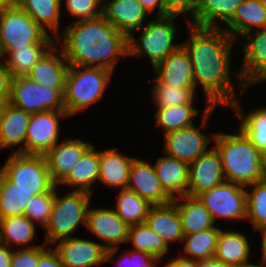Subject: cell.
<instances>
[{"label":"cell","mask_w":266,"mask_h":267,"mask_svg":"<svg viewBox=\"0 0 266 267\" xmlns=\"http://www.w3.org/2000/svg\"><path fill=\"white\" fill-rule=\"evenodd\" d=\"M58 187L54 191V203L49 221L44 228L45 243L56 244L65 238L73 237L71 234L81 224L86 226L87 212L91 206L92 194L83 191H70L59 197Z\"/></svg>","instance_id":"cell-6"},{"label":"cell","mask_w":266,"mask_h":267,"mask_svg":"<svg viewBox=\"0 0 266 267\" xmlns=\"http://www.w3.org/2000/svg\"><path fill=\"white\" fill-rule=\"evenodd\" d=\"M230 107L231 110H234L235 116L240 118L239 129L266 156V107L261 106L244 114L240 98H237Z\"/></svg>","instance_id":"cell-32"},{"label":"cell","mask_w":266,"mask_h":267,"mask_svg":"<svg viewBox=\"0 0 266 267\" xmlns=\"http://www.w3.org/2000/svg\"><path fill=\"white\" fill-rule=\"evenodd\" d=\"M49 246L43 242L33 248L14 249L10 267H37L39 256Z\"/></svg>","instance_id":"cell-45"},{"label":"cell","mask_w":266,"mask_h":267,"mask_svg":"<svg viewBox=\"0 0 266 267\" xmlns=\"http://www.w3.org/2000/svg\"><path fill=\"white\" fill-rule=\"evenodd\" d=\"M31 114L8 104L0 120V150L21 144L13 153L25 154V138Z\"/></svg>","instance_id":"cell-23"},{"label":"cell","mask_w":266,"mask_h":267,"mask_svg":"<svg viewBox=\"0 0 266 267\" xmlns=\"http://www.w3.org/2000/svg\"><path fill=\"white\" fill-rule=\"evenodd\" d=\"M15 3L26 11L44 30L56 37L62 26L60 23L61 0H15ZM49 30V31H48Z\"/></svg>","instance_id":"cell-31"},{"label":"cell","mask_w":266,"mask_h":267,"mask_svg":"<svg viewBox=\"0 0 266 267\" xmlns=\"http://www.w3.org/2000/svg\"><path fill=\"white\" fill-rule=\"evenodd\" d=\"M163 267V266H162ZM164 267H198V261L189 260L181 256L173 257Z\"/></svg>","instance_id":"cell-50"},{"label":"cell","mask_w":266,"mask_h":267,"mask_svg":"<svg viewBox=\"0 0 266 267\" xmlns=\"http://www.w3.org/2000/svg\"><path fill=\"white\" fill-rule=\"evenodd\" d=\"M195 102L196 97L189 104L156 108L154 127H161L165 135L193 125L194 119L200 115Z\"/></svg>","instance_id":"cell-35"},{"label":"cell","mask_w":266,"mask_h":267,"mask_svg":"<svg viewBox=\"0 0 266 267\" xmlns=\"http://www.w3.org/2000/svg\"><path fill=\"white\" fill-rule=\"evenodd\" d=\"M55 190H24L16 187L0 172V219L24 215L26 206L34 195Z\"/></svg>","instance_id":"cell-34"},{"label":"cell","mask_w":266,"mask_h":267,"mask_svg":"<svg viewBox=\"0 0 266 267\" xmlns=\"http://www.w3.org/2000/svg\"><path fill=\"white\" fill-rule=\"evenodd\" d=\"M180 15H167L152 18L143 26L139 37L131 34L127 38L128 57L147 56L151 66H155L168 55L176 51L182 44L176 43L177 35L176 18Z\"/></svg>","instance_id":"cell-5"},{"label":"cell","mask_w":266,"mask_h":267,"mask_svg":"<svg viewBox=\"0 0 266 267\" xmlns=\"http://www.w3.org/2000/svg\"><path fill=\"white\" fill-rule=\"evenodd\" d=\"M95 149L92 145L57 186L66 185V187L75 188L74 191L93 195L95 189L93 186L98 182L99 177V151Z\"/></svg>","instance_id":"cell-29"},{"label":"cell","mask_w":266,"mask_h":267,"mask_svg":"<svg viewBox=\"0 0 266 267\" xmlns=\"http://www.w3.org/2000/svg\"><path fill=\"white\" fill-rule=\"evenodd\" d=\"M55 39L69 65L99 67L114 72L121 58H128L127 37L103 16L72 20ZM60 45V46H59Z\"/></svg>","instance_id":"cell-2"},{"label":"cell","mask_w":266,"mask_h":267,"mask_svg":"<svg viewBox=\"0 0 266 267\" xmlns=\"http://www.w3.org/2000/svg\"><path fill=\"white\" fill-rule=\"evenodd\" d=\"M3 60V56H2V54H1V52H0V62Z\"/></svg>","instance_id":"cell-58"},{"label":"cell","mask_w":266,"mask_h":267,"mask_svg":"<svg viewBox=\"0 0 266 267\" xmlns=\"http://www.w3.org/2000/svg\"><path fill=\"white\" fill-rule=\"evenodd\" d=\"M115 205L114 210L128 226L145 222L152 207L147 200L128 188L119 191Z\"/></svg>","instance_id":"cell-38"},{"label":"cell","mask_w":266,"mask_h":267,"mask_svg":"<svg viewBox=\"0 0 266 267\" xmlns=\"http://www.w3.org/2000/svg\"><path fill=\"white\" fill-rule=\"evenodd\" d=\"M88 231L102 240L106 251V262H114L113 257L121 244L127 243L129 226L118 216L114 209H88L86 226ZM120 244V245H119Z\"/></svg>","instance_id":"cell-12"},{"label":"cell","mask_w":266,"mask_h":267,"mask_svg":"<svg viewBox=\"0 0 266 267\" xmlns=\"http://www.w3.org/2000/svg\"><path fill=\"white\" fill-rule=\"evenodd\" d=\"M130 242L132 249L150 253L160 261L169 253L167 244L145 222L129 226L127 243Z\"/></svg>","instance_id":"cell-39"},{"label":"cell","mask_w":266,"mask_h":267,"mask_svg":"<svg viewBox=\"0 0 266 267\" xmlns=\"http://www.w3.org/2000/svg\"><path fill=\"white\" fill-rule=\"evenodd\" d=\"M246 220L255 232L266 231V179L246 186Z\"/></svg>","instance_id":"cell-40"},{"label":"cell","mask_w":266,"mask_h":267,"mask_svg":"<svg viewBox=\"0 0 266 267\" xmlns=\"http://www.w3.org/2000/svg\"><path fill=\"white\" fill-rule=\"evenodd\" d=\"M13 249L0 242V267H10Z\"/></svg>","instance_id":"cell-51"},{"label":"cell","mask_w":266,"mask_h":267,"mask_svg":"<svg viewBox=\"0 0 266 267\" xmlns=\"http://www.w3.org/2000/svg\"><path fill=\"white\" fill-rule=\"evenodd\" d=\"M219 231L220 228L216 226L195 234L184 235L181 242L185 243L183 245L184 251L183 255H181L182 251L179 253L180 256L198 262L213 260L217 249Z\"/></svg>","instance_id":"cell-37"},{"label":"cell","mask_w":266,"mask_h":267,"mask_svg":"<svg viewBox=\"0 0 266 267\" xmlns=\"http://www.w3.org/2000/svg\"><path fill=\"white\" fill-rule=\"evenodd\" d=\"M243 0H197L194 15L188 24L204 28H222L234 18L237 7ZM192 19V20H191ZM219 19V20H218ZM220 24V25H219Z\"/></svg>","instance_id":"cell-24"},{"label":"cell","mask_w":266,"mask_h":267,"mask_svg":"<svg viewBox=\"0 0 266 267\" xmlns=\"http://www.w3.org/2000/svg\"><path fill=\"white\" fill-rule=\"evenodd\" d=\"M0 172L24 190H55L44 155L11 153Z\"/></svg>","instance_id":"cell-9"},{"label":"cell","mask_w":266,"mask_h":267,"mask_svg":"<svg viewBox=\"0 0 266 267\" xmlns=\"http://www.w3.org/2000/svg\"><path fill=\"white\" fill-rule=\"evenodd\" d=\"M79 138L59 141L44 155L51 179L58 185L81 160L83 154L92 146Z\"/></svg>","instance_id":"cell-19"},{"label":"cell","mask_w":266,"mask_h":267,"mask_svg":"<svg viewBox=\"0 0 266 267\" xmlns=\"http://www.w3.org/2000/svg\"><path fill=\"white\" fill-rule=\"evenodd\" d=\"M172 201L177 206L184 235H191L216 227L210 212L197 197L184 195L173 198Z\"/></svg>","instance_id":"cell-30"},{"label":"cell","mask_w":266,"mask_h":267,"mask_svg":"<svg viewBox=\"0 0 266 267\" xmlns=\"http://www.w3.org/2000/svg\"><path fill=\"white\" fill-rule=\"evenodd\" d=\"M114 267H160L161 261L150 253L127 249L124 255H120Z\"/></svg>","instance_id":"cell-44"},{"label":"cell","mask_w":266,"mask_h":267,"mask_svg":"<svg viewBox=\"0 0 266 267\" xmlns=\"http://www.w3.org/2000/svg\"><path fill=\"white\" fill-rule=\"evenodd\" d=\"M215 108L216 106L206 100L205 107L202 109V125L200 127L193 124L163 135V152L187 164H191L206 152L210 148L209 144L213 142L215 132L207 135L201 130V127H206Z\"/></svg>","instance_id":"cell-8"},{"label":"cell","mask_w":266,"mask_h":267,"mask_svg":"<svg viewBox=\"0 0 266 267\" xmlns=\"http://www.w3.org/2000/svg\"><path fill=\"white\" fill-rule=\"evenodd\" d=\"M133 159L118 152V148L100 151L98 181L119 190L127 188Z\"/></svg>","instance_id":"cell-27"},{"label":"cell","mask_w":266,"mask_h":267,"mask_svg":"<svg viewBox=\"0 0 266 267\" xmlns=\"http://www.w3.org/2000/svg\"><path fill=\"white\" fill-rule=\"evenodd\" d=\"M197 198L210 212L216 223L217 219H246V186L225 181L209 191L199 194Z\"/></svg>","instance_id":"cell-11"},{"label":"cell","mask_w":266,"mask_h":267,"mask_svg":"<svg viewBox=\"0 0 266 267\" xmlns=\"http://www.w3.org/2000/svg\"><path fill=\"white\" fill-rule=\"evenodd\" d=\"M36 224L24 215L9 216L0 219V242L10 248L14 244L19 249L33 248L38 245L29 246L34 241L36 235ZM13 243V245H12ZM28 245V247H26Z\"/></svg>","instance_id":"cell-33"},{"label":"cell","mask_w":266,"mask_h":267,"mask_svg":"<svg viewBox=\"0 0 266 267\" xmlns=\"http://www.w3.org/2000/svg\"><path fill=\"white\" fill-rule=\"evenodd\" d=\"M64 5L68 14L76 18L75 22L102 16L103 0H65Z\"/></svg>","instance_id":"cell-43"},{"label":"cell","mask_w":266,"mask_h":267,"mask_svg":"<svg viewBox=\"0 0 266 267\" xmlns=\"http://www.w3.org/2000/svg\"><path fill=\"white\" fill-rule=\"evenodd\" d=\"M222 28L235 41L248 32L266 28V3L263 0H243L234 18Z\"/></svg>","instance_id":"cell-26"},{"label":"cell","mask_w":266,"mask_h":267,"mask_svg":"<svg viewBox=\"0 0 266 267\" xmlns=\"http://www.w3.org/2000/svg\"><path fill=\"white\" fill-rule=\"evenodd\" d=\"M245 40L242 50V64L238 69L246 89L266 82V28L248 32L240 38Z\"/></svg>","instance_id":"cell-14"},{"label":"cell","mask_w":266,"mask_h":267,"mask_svg":"<svg viewBox=\"0 0 266 267\" xmlns=\"http://www.w3.org/2000/svg\"><path fill=\"white\" fill-rule=\"evenodd\" d=\"M53 244L64 267H94L106 262L103 243L77 237L65 238Z\"/></svg>","instance_id":"cell-16"},{"label":"cell","mask_w":266,"mask_h":267,"mask_svg":"<svg viewBox=\"0 0 266 267\" xmlns=\"http://www.w3.org/2000/svg\"><path fill=\"white\" fill-rule=\"evenodd\" d=\"M261 262L266 267V231H261Z\"/></svg>","instance_id":"cell-52"},{"label":"cell","mask_w":266,"mask_h":267,"mask_svg":"<svg viewBox=\"0 0 266 267\" xmlns=\"http://www.w3.org/2000/svg\"><path fill=\"white\" fill-rule=\"evenodd\" d=\"M265 179H266V156H265Z\"/></svg>","instance_id":"cell-57"},{"label":"cell","mask_w":266,"mask_h":267,"mask_svg":"<svg viewBox=\"0 0 266 267\" xmlns=\"http://www.w3.org/2000/svg\"><path fill=\"white\" fill-rule=\"evenodd\" d=\"M49 246L38 258L37 267H64L57 251Z\"/></svg>","instance_id":"cell-47"},{"label":"cell","mask_w":266,"mask_h":267,"mask_svg":"<svg viewBox=\"0 0 266 267\" xmlns=\"http://www.w3.org/2000/svg\"><path fill=\"white\" fill-rule=\"evenodd\" d=\"M187 27L190 38L181 44L191 59L196 91L200 86L205 100L213 106L230 107L241 93L247 91L239 71L232 72L230 69V57L236 41L223 28H204L191 24ZM232 73L238 80L239 94L236 93Z\"/></svg>","instance_id":"cell-1"},{"label":"cell","mask_w":266,"mask_h":267,"mask_svg":"<svg viewBox=\"0 0 266 267\" xmlns=\"http://www.w3.org/2000/svg\"><path fill=\"white\" fill-rule=\"evenodd\" d=\"M145 223L158 234L170 248L171 243L182 242L184 232L176 204L153 205Z\"/></svg>","instance_id":"cell-22"},{"label":"cell","mask_w":266,"mask_h":267,"mask_svg":"<svg viewBox=\"0 0 266 267\" xmlns=\"http://www.w3.org/2000/svg\"><path fill=\"white\" fill-rule=\"evenodd\" d=\"M50 35L16 3L0 12V52L2 56L13 49L36 43H55Z\"/></svg>","instance_id":"cell-7"},{"label":"cell","mask_w":266,"mask_h":267,"mask_svg":"<svg viewBox=\"0 0 266 267\" xmlns=\"http://www.w3.org/2000/svg\"><path fill=\"white\" fill-rule=\"evenodd\" d=\"M198 267H231L225 264L219 263L218 261L210 260V261H200L198 262Z\"/></svg>","instance_id":"cell-53"},{"label":"cell","mask_w":266,"mask_h":267,"mask_svg":"<svg viewBox=\"0 0 266 267\" xmlns=\"http://www.w3.org/2000/svg\"><path fill=\"white\" fill-rule=\"evenodd\" d=\"M159 83L177 88H195L191 59L181 45L176 51L152 67Z\"/></svg>","instance_id":"cell-20"},{"label":"cell","mask_w":266,"mask_h":267,"mask_svg":"<svg viewBox=\"0 0 266 267\" xmlns=\"http://www.w3.org/2000/svg\"><path fill=\"white\" fill-rule=\"evenodd\" d=\"M246 236L242 232L220 228L214 260L231 267L248 263L252 246Z\"/></svg>","instance_id":"cell-28"},{"label":"cell","mask_w":266,"mask_h":267,"mask_svg":"<svg viewBox=\"0 0 266 267\" xmlns=\"http://www.w3.org/2000/svg\"><path fill=\"white\" fill-rule=\"evenodd\" d=\"M54 203V191H48L40 195H34L28 202L24 216L43 229L49 221Z\"/></svg>","instance_id":"cell-42"},{"label":"cell","mask_w":266,"mask_h":267,"mask_svg":"<svg viewBox=\"0 0 266 267\" xmlns=\"http://www.w3.org/2000/svg\"><path fill=\"white\" fill-rule=\"evenodd\" d=\"M65 87L40 86L27 76L13 77L9 103L30 114L49 110L65 111Z\"/></svg>","instance_id":"cell-10"},{"label":"cell","mask_w":266,"mask_h":267,"mask_svg":"<svg viewBox=\"0 0 266 267\" xmlns=\"http://www.w3.org/2000/svg\"><path fill=\"white\" fill-rule=\"evenodd\" d=\"M165 10L170 15L193 16L197 6V0H163Z\"/></svg>","instance_id":"cell-46"},{"label":"cell","mask_w":266,"mask_h":267,"mask_svg":"<svg viewBox=\"0 0 266 267\" xmlns=\"http://www.w3.org/2000/svg\"><path fill=\"white\" fill-rule=\"evenodd\" d=\"M69 64L61 49L54 44L32 67L28 78L46 87H65Z\"/></svg>","instance_id":"cell-21"},{"label":"cell","mask_w":266,"mask_h":267,"mask_svg":"<svg viewBox=\"0 0 266 267\" xmlns=\"http://www.w3.org/2000/svg\"><path fill=\"white\" fill-rule=\"evenodd\" d=\"M54 44L36 43L27 47L13 48L3 56L4 63L12 77L27 76L32 67Z\"/></svg>","instance_id":"cell-36"},{"label":"cell","mask_w":266,"mask_h":267,"mask_svg":"<svg viewBox=\"0 0 266 267\" xmlns=\"http://www.w3.org/2000/svg\"><path fill=\"white\" fill-rule=\"evenodd\" d=\"M226 181L220 153L214 145L189 164L187 195L197 197Z\"/></svg>","instance_id":"cell-15"},{"label":"cell","mask_w":266,"mask_h":267,"mask_svg":"<svg viewBox=\"0 0 266 267\" xmlns=\"http://www.w3.org/2000/svg\"><path fill=\"white\" fill-rule=\"evenodd\" d=\"M238 267H265V266L263 265L262 262H261V264H259L257 262H256V264L255 263L253 264V263H250V261H249L248 263L241 264Z\"/></svg>","instance_id":"cell-56"},{"label":"cell","mask_w":266,"mask_h":267,"mask_svg":"<svg viewBox=\"0 0 266 267\" xmlns=\"http://www.w3.org/2000/svg\"><path fill=\"white\" fill-rule=\"evenodd\" d=\"M213 142L220 153L226 181L248 186L265 179V155L239 128L235 134L215 132Z\"/></svg>","instance_id":"cell-3"},{"label":"cell","mask_w":266,"mask_h":267,"mask_svg":"<svg viewBox=\"0 0 266 267\" xmlns=\"http://www.w3.org/2000/svg\"><path fill=\"white\" fill-rule=\"evenodd\" d=\"M8 104H9V98H0V120L4 115V112Z\"/></svg>","instance_id":"cell-54"},{"label":"cell","mask_w":266,"mask_h":267,"mask_svg":"<svg viewBox=\"0 0 266 267\" xmlns=\"http://www.w3.org/2000/svg\"><path fill=\"white\" fill-rule=\"evenodd\" d=\"M148 15L138 0H103L102 16L127 38L148 22Z\"/></svg>","instance_id":"cell-17"},{"label":"cell","mask_w":266,"mask_h":267,"mask_svg":"<svg viewBox=\"0 0 266 267\" xmlns=\"http://www.w3.org/2000/svg\"><path fill=\"white\" fill-rule=\"evenodd\" d=\"M127 188L153 205H164L173 199L162 188L156 176L154 165L147 160L134 158Z\"/></svg>","instance_id":"cell-18"},{"label":"cell","mask_w":266,"mask_h":267,"mask_svg":"<svg viewBox=\"0 0 266 267\" xmlns=\"http://www.w3.org/2000/svg\"><path fill=\"white\" fill-rule=\"evenodd\" d=\"M66 111L49 110L31 114L25 138V154L45 155L60 138V119Z\"/></svg>","instance_id":"cell-13"},{"label":"cell","mask_w":266,"mask_h":267,"mask_svg":"<svg viewBox=\"0 0 266 267\" xmlns=\"http://www.w3.org/2000/svg\"><path fill=\"white\" fill-rule=\"evenodd\" d=\"M15 4V0H0V12L12 7Z\"/></svg>","instance_id":"cell-55"},{"label":"cell","mask_w":266,"mask_h":267,"mask_svg":"<svg viewBox=\"0 0 266 267\" xmlns=\"http://www.w3.org/2000/svg\"><path fill=\"white\" fill-rule=\"evenodd\" d=\"M143 8L148 12V14H153L155 12V9L157 10V17H163L170 15L166 10L164 6L163 0H138Z\"/></svg>","instance_id":"cell-49"},{"label":"cell","mask_w":266,"mask_h":267,"mask_svg":"<svg viewBox=\"0 0 266 267\" xmlns=\"http://www.w3.org/2000/svg\"><path fill=\"white\" fill-rule=\"evenodd\" d=\"M154 169L162 188L172 199L187 195L189 164L165 154L157 159Z\"/></svg>","instance_id":"cell-25"},{"label":"cell","mask_w":266,"mask_h":267,"mask_svg":"<svg viewBox=\"0 0 266 267\" xmlns=\"http://www.w3.org/2000/svg\"><path fill=\"white\" fill-rule=\"evenodd\" d=\"M152 99L155 108L189 104L196 97L195 88H177L154 80Z\"/></svg>","instance_id":"cell-41"},{"label":"cell","mask_w":266,"mask_h":267,"mask_svg":"<svg viewBox=\"0 0 266 267\" xmlns=\"http://www.w3.org/2000/svg\"><path fill=\"white\" fill-rule=\"evenodd\" d=\"M12 75L4 61L0 62V98H9Z\"/></svg>","instance_id":"cell-48"},{"label":"cell","mask_w":266,"mask_h":267,"mask_svg":"<svg viewBox=\"0 0 266 267\" xmlns=\"http://www.w3.org/2000/svg\"><path fill=\"white\" fill-rule=\"evenodd\" d=\"M113 72L99 67L69 65L63 103L66 113L73 116L102 99Z\"/></svg>","instance_id":"cell-4"}]
</instances>
